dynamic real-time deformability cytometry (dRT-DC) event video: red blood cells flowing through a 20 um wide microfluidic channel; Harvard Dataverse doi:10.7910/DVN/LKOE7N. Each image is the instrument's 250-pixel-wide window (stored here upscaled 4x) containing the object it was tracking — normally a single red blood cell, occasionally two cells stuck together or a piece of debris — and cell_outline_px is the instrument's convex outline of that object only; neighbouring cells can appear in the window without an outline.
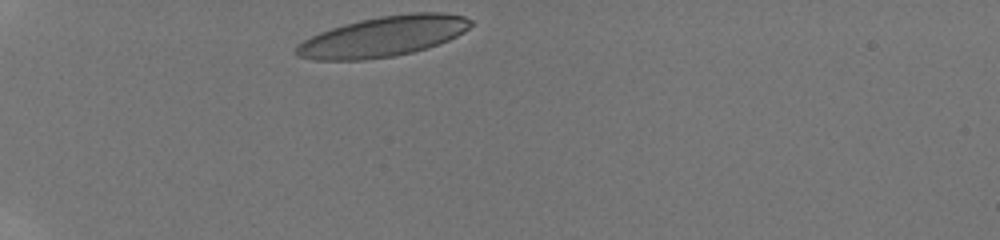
{"species": "human", "species_latin": "Homo sapiens", "temperature_condition": "room temperature", "stored_images_in_passage": 7, "camera_frame_rate_fps": 3000, "um_per_image_px": 0.085, "donor": {"sex": "male"}, "frame": {"image": 1, "passage_image": 1, "time_ms": 0.0, "image_size_px": [1000, 240], "cell_outline_px": [[476, 24], [464, 32], [448, 40], [428, 48], [412, 52], [392, 56], [364, 60], [316, 60], [300, 56], [296, 52], [296, 48], [304, 40], [320, 32], [344, 24], [360, 20], [380, 16], [412, 12], [444, 12], [464, 16], [472, 20]], "centroid_in_image_um": [32.66, 3.08], "position_along_channel_um": 52.3, "area_um2": 40.92}}
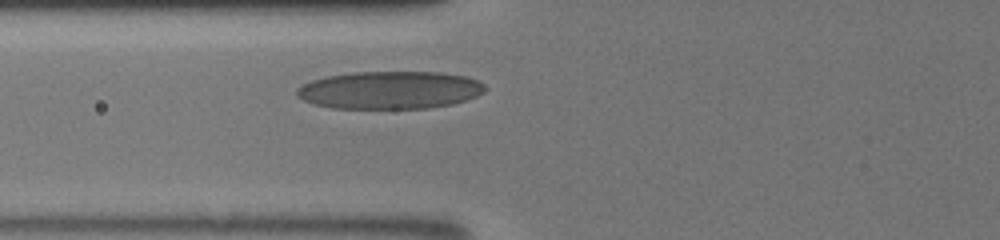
{"frame": {"image": 2, "passage_image": 7, "time_ms": 2.0, "image_size_px": [1000, 240], "cell_outline_px": [[484, 92], [476, 96], [452, 104], [428, 108], [332, 108], [316, 104], [304, 100], [296, 96], [296, 88], [312, 80], [328, 76], [356, 72], [440, 72], [464, 76], [480, 80], [484, 84]], "centroid_in_image_um": [33.14, 7.65], "position_along_channel_um": 92.7, "area_um2": 41.21}}